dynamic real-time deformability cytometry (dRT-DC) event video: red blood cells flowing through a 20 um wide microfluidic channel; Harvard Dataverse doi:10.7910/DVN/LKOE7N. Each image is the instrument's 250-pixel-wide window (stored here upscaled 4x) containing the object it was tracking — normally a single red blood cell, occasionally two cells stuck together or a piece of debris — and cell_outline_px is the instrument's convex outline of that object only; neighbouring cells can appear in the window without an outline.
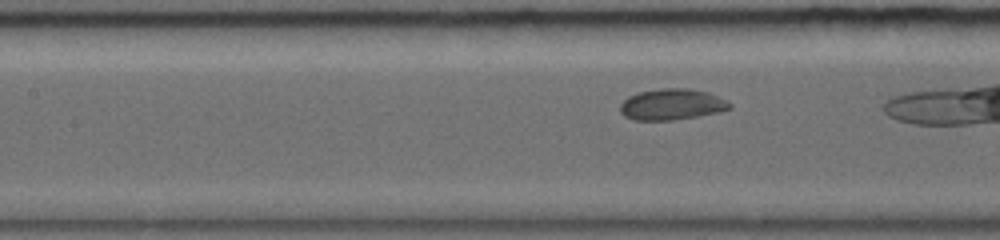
{"species": "common noctule bat (a hibernating species)", "species_latin": "Nyctalus noctula", "temperature_condition": "warm", "stored_images_in_passage": 49, "camera_frame_rate_fps": 5000, "um_per_image_px": 0.085, "animal": {"sex": "female", "body_mass_g": 19.0, "forearm_length_mm": 56.7}, "frame": {"image": 1, "passage_image": 17, "time_ms": 3.0, "image_size_px": [1000, 240], "cell_outline_px": [[732, 108], [720, 112], [672, 120], [632, 120], [624, 116], [620, 112], [620, 104], [628, 96], [640, 92], [660, 88], [688, 88], [708, 92], [728, 100], [732, 104]], "centroid_in_image_um": [57.12, 8.87], "position_along_channel_um": 150.3, "area_um2": 20.0}}
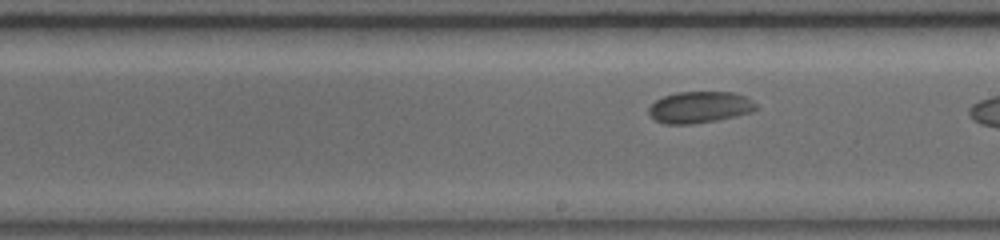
{"frame": {"image": 2, "passage_image": 28, "time_ms": 5.0, "image_size_px": [1000, 240], "cell_outline_px": [[760, 108], [752, 112], [736, 116], [716, 120], [692, 124], [664, 124], [656, 120], [648, 112], [648, 108], [656, 100], [664, 96], [676, 92], [732, 92], [744, 96], [752, 100]], "centroid_in_image_um": [59.49, 9.11], "position_along_channel_um": 229.5, "area_um2": 19.71}}
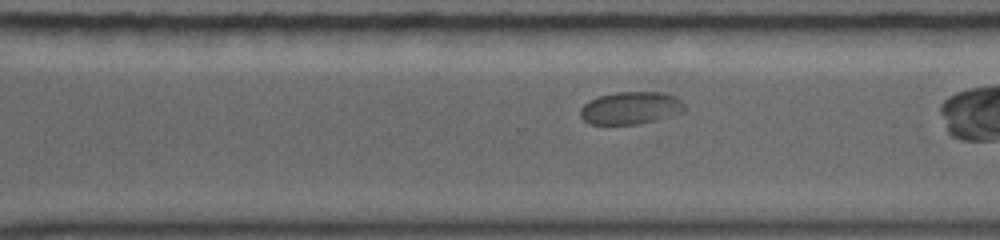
{"frame": {"image": 3, "passage_image": 39, "time_ms": 7.2, "image_size_px": [1000, 240], "cell_outline_px": [[684, 112], [656, 120], [636, 124], [588, 124], [580, 116], [580, 108], [588, 100], [600, 96], [616, 92], [660, 92], [676, 96], [684, 104]], "centroid_in_image_um": [53.59, 9.18], "position_along_channel_um": 317.0, "area_um2": 19.77}}